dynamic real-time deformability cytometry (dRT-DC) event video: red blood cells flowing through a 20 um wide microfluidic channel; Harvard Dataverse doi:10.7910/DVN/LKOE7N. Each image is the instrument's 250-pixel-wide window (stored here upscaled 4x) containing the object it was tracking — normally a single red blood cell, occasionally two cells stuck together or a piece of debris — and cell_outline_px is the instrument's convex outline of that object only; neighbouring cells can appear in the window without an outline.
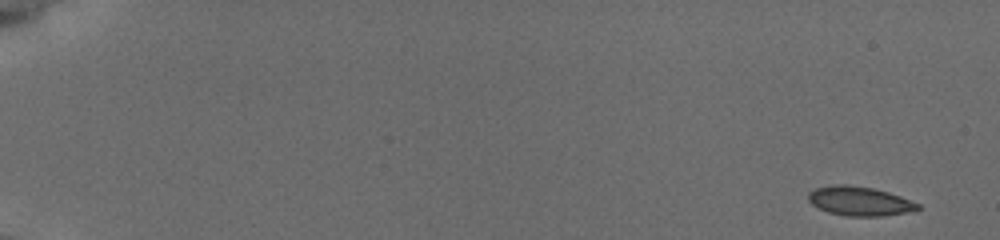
{"species": "common noctule bat (a hibernating species)", "species_latin": "Nyctalus noctula", "temperature_condition": "cold", "stored_images_in_passage": 46, "camera_frame_rate_fps": 3000, "um_per_image_px": 0.085, "animal": {"sex": "female", "body_mass_g": 19.5, "forearm_length_mm": 54.1}, "frame": {"image": 1, "passage_image": 1, "time_ms": 0.0, "image_size_px": [1000, 240], "cell_outline_px": [[920, 208], [904, 212], [884, 216], [848, 216], [828, 212], [812, 204], [808, 200], [808, 192], [816, 188], [836, 184], [848, 184], [872, 188], [888, 192], [900, 196], [920, 204]], "centroid_in_image_um": [73.04, 17.09], "position_along_channel_um": 12.0, "area_um2": 18.44}}
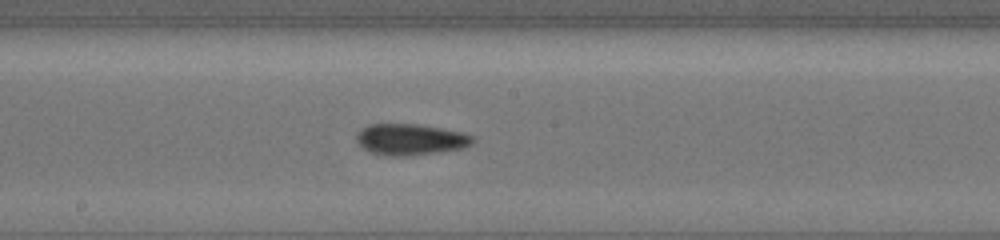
{"frame": {"image": 2, "passage_image": 19, "time_ms": 10.0, "image_size_px": [1000, 240], "cell_outline_px": [[476, 140], [472, 144], [464, 148], [408, 156], [388, 156], [368, 152], [356, 140], [356, 136], [360, 128], [368, 124], [416, 124], [440, 128], [460, 132], [472, 136]], "centroid_in_image_um": [34.86, 11.86], "position_along_channel_um": 213.3, "area_um2": 21.15}}
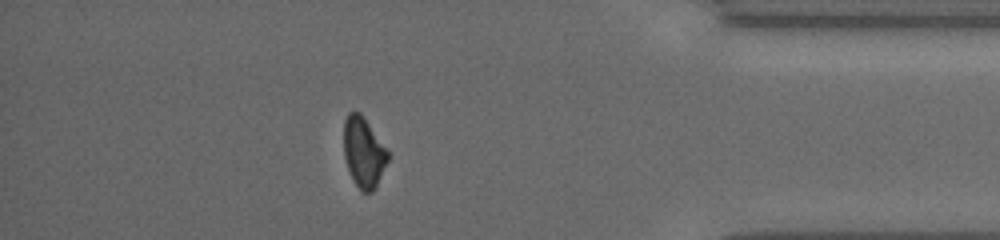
{"frame": {"image": 3, "passage_image": 39, "time_ms": 15.667, "image_size_px": [1000, 240], "cell_outline_px": [[388, 160], [372, 192], [360, 192], [348, 168], [344, 156], [344, 120], [348, 112], [360, 112], [388, 152]], "centroid_in_image_um": [30.88, 12.94], "position_along_channel_um": 404.3, "area_um2": 17.51}, "authors_computed_cell_mechanics": {"area_um2": 19.8254, "velocity_mm_per_s": 3.8458, "shape_relaxation_time_tau1_ms": 11.3428, "shape_relaxation_time_tau2_ms": null, "deformation_change_tau1": 0.1859, "deformation_change_tau2": null}}